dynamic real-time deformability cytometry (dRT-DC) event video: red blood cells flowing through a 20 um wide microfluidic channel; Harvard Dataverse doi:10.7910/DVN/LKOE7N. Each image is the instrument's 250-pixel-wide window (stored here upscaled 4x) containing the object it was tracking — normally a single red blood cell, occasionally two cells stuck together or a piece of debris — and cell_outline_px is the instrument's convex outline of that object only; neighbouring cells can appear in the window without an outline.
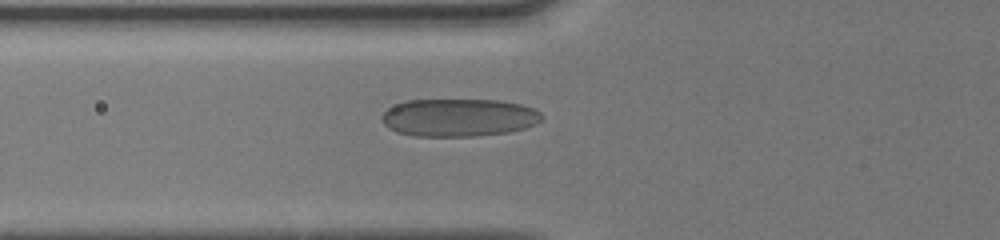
{"species": "human", "species_latin": "Homo sapiens", "temperature_condition": "cold", "stored_images_in_passage": 52, "camera_frame_rate_fps": 3000, "um_per_image_px": 0.085, "donor": {"sex": "male"}, "frame": {"image": 1, "passage_image": 21, "time_ms": 6.667, "image_size_px": [1000, 240], "cell_outline_px": [[544, 116], [536, 124], [524, 128], [508, 132], [472, 136], [416, 136], [396, 132], [388, 128], [380, 120], [380, 116], [388, 108], [396, 104], [408, 100], [500, 100], [520, 104], [532, 108], [540, 112]], "centroid_in_image_um": [38.97, 9.99], "position_along_channel_um": 86.8, "area_um2": 35.32}}
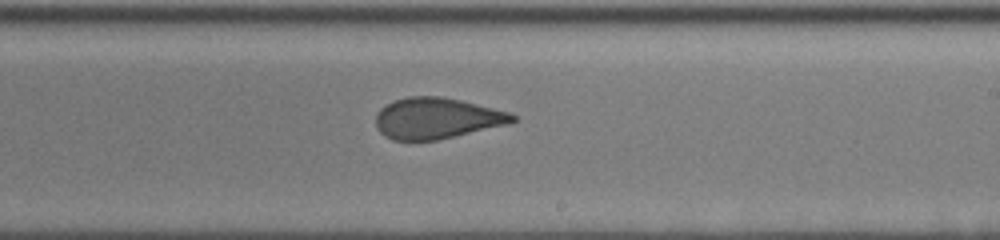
{"frame": {"image": 2, "passage_image": 33, "time_ms": 10.667, "image_size_px": [1000, 240], "cell_outline_px": [[516, 120], [508, 124], [436, 140], [392, 140], [384, 136], [376, 128], [376, 112], [384, 104], [408, 96], [440, 96], [460, 100], [512, 112], [516, 116]], "centroid_in_image_um": [37.1, 10.04], "position_along_channel_um": 251.9, "area_um2": 32.77}}
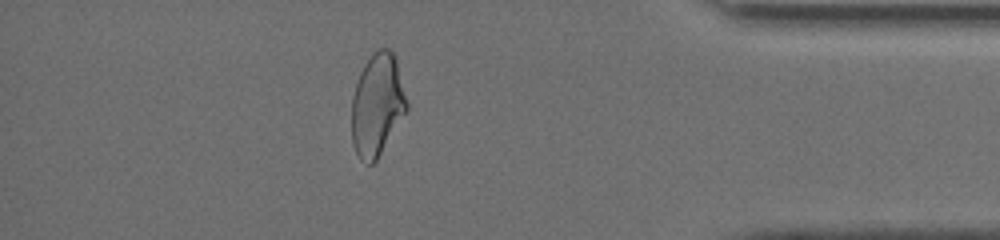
{"frame": {"image": 3, "passage_image": 46, "time_ms": 15.0, "image_size_px": [1000, 240], "cell_outline_px": [[408, 108], [376, 160], [372, 164], [364, 164], [356, 156], [352, 144], [352, 96], [360, 72], [364, 64], [372, 52], [380, 48], [388, 48], [396, 56], [408, 104]], "centroid_in_image_um": [32.05, 8.9], "position_along_channel_um": 403.2, "area_um2": 32.95}, "authors_computed_cell_mechanics": {"area_um2": 34.8823, "velocity_mm_per_s": 4.1255, "shape_relaxation_time_tau1_ms": 8.0733, "shape_relaxation_time_tau2_ms": 1.0148, "deformation_change_tau1": 0.1931, "deformation_change_tau2": 0.0805}}